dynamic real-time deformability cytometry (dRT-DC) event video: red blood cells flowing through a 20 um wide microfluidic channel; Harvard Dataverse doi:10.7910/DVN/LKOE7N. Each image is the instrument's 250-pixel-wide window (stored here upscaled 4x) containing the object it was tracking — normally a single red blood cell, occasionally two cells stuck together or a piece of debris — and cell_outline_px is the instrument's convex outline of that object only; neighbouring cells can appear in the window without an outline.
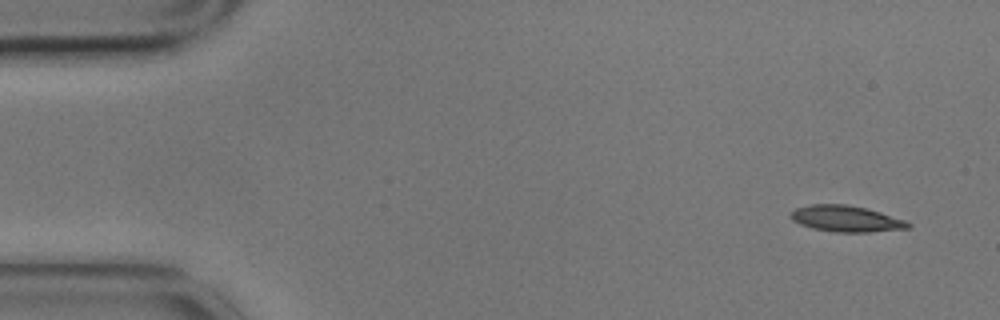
{"species": "common noctule bat (a hibernating species)", "species_latin": "Nyctalus noctula", "temperature_condition": "cold", "stored_images_in_passage": 6, "camera_frame_rate_fps": 3000, "um_per_image_px": 0.085, "animal": {"sex": "male", "body_mass_g": 17.9}, "frame": {"image": 1, "passage_image": 1, "time_ms": 0.0, "image_size_px": [1000, 320], "cell_outline_px": [[912, 228], [868, 232], [836, 232], [812, 228], [800, 224], [792, 220], [788, 216], [796, 208], [812, 204], [848, 204], [880, 212], [908, 220], [912, 224]], "centroid_in_image_um": [71.96, 18.59], "position_along_channel_um": 13.0, "area_um2": 18.03}}